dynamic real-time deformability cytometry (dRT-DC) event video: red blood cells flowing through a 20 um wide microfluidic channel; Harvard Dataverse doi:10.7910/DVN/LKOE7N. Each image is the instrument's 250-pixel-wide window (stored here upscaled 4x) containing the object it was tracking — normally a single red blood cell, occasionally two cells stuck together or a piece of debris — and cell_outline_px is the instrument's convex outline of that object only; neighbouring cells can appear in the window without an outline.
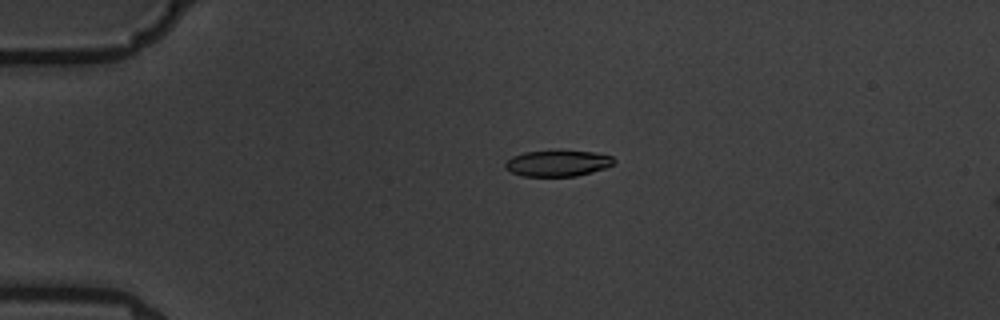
{"species": "common noctule bat (a hibernating species)", "species_latin": "Nyctalus noctula", "temperature_condition": "warm", "stored_images_in_passage": 6, "camera_frame_rate_fps": 3000, "um_per_image_px": 0.085, "animal": {"sex": "male", "body_mass_g": 19.5, "forearm_length_mm": 54.6}, "frame": {"image": 1, "passage_image": 4, "time_ms": 4.333, "image_size_px": [1000, 320], "cell_outline_px": [[616, 160], [612, 164], [604, 168], [592, 172], [576, 176], [524, 176], [512, 172], [504, 168], [504, 164], [512, 156], [524, 152], [592, 152], [612, 156]], "centroid_in_image_um": [47.38, 13.9], "position_along_channel_um": 37.6, "area_um2": 16.07}}